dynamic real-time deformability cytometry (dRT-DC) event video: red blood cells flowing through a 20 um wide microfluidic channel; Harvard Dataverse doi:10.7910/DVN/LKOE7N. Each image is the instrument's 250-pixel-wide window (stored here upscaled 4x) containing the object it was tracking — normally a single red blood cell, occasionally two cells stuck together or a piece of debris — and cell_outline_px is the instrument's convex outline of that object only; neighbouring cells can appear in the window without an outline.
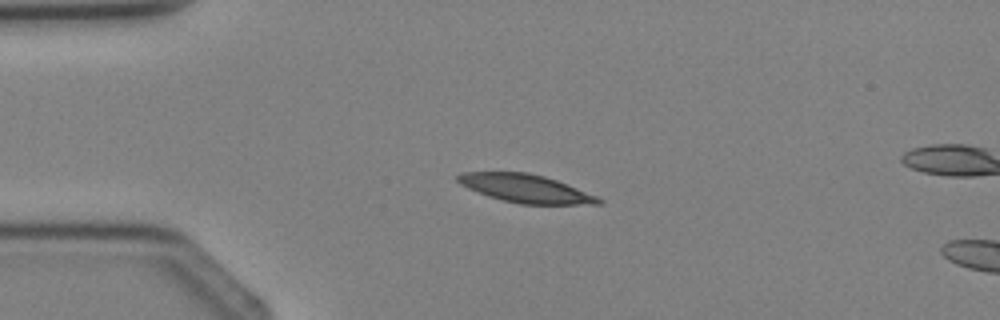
{"species": "Egyptian fruit bat (a non-hibernating species)", "species_latin": "Rousettus aegyptiacus", "temperature_condition": "cold", "stored_images_in_passage": 2, "camera_frame_rate_fps": 3000, "um_per_image_px": 0.085, "animal": {"sex": "female"}, "frame": {"image": 1, "passage_image": 1, "time_ms": 0.0, "image_size_px": [1000, 320], "cell_outline_px": [[604, 204], [520, 204], [488, 196], [468, 188], [460, 184], [456, 180], [456, 176], [464, 172], [528, 172], [544, 176], [556, 180], [596, 196], [604, 200]], "centroid_in_image_um": [44.67, 16.02], "position_along_channel_um": 40.3, "area_um2": 22.89}}